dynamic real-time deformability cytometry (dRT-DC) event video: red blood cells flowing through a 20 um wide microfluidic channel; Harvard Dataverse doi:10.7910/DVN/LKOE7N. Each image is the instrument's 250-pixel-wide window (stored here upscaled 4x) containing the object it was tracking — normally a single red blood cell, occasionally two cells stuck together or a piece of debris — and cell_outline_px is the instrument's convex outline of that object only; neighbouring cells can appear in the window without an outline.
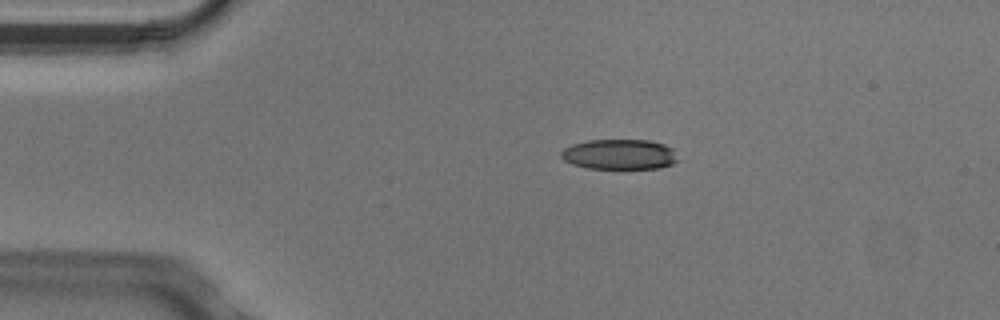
{"species": "Egyptian fruit bat (a non-hibernating species)", "species_latin": "Rousettus aegyptiacus", "temperature_condition": "cold", "stored_images_in_passage": 3, "camera_frame_rate_fps": 3000, "um_per_image_px": 0.085, "animal": {"sex": "male"}, "frame": {"image": 1, "passage_image": 1, "time_ms": 0.0, "image_size_px": [1000, 320], "cell_outline_px": [[676, 160], [672, 164], [660, 168], [588, 168], [572, 164], [564, 160], [560, 156], [560, 152], [564, 148], [572, 144], [588, 140], [648, 140], [664, 144], [672, 148]], "centroid_in_image_um": [52.61, 13.11], "position_along_channel_um": 32.4, "area_um2": 20.4}}